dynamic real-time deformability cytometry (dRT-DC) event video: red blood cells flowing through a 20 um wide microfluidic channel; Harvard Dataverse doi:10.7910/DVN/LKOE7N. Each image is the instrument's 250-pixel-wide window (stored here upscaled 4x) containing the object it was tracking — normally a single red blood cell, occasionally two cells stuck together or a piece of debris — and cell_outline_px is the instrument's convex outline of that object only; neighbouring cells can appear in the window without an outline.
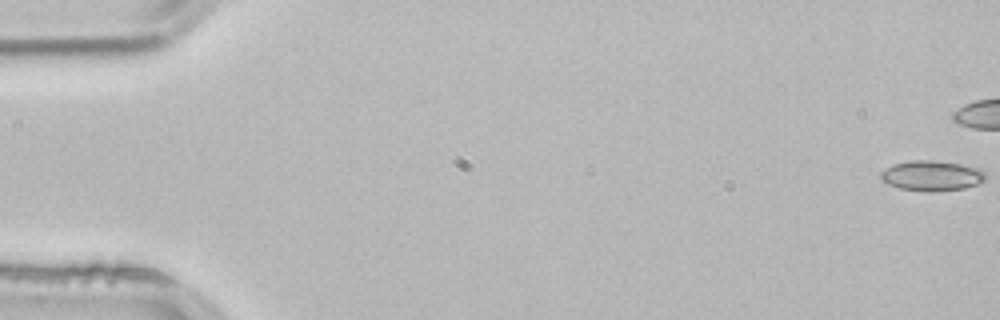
{"species": "common noctule bat (a hibernating species)", "species_latin": "Nyctalus noctula", "temperature_condition": "room temperature", "stored_images_in_passage": 43, "camera_frame_rate_fps": 3000, "um_per_image_px": 0.085, "animal": {"sex": "male", "body_mass_g": 21.5, "forearm_length_mm": 52.0}, "frame": {"image": 1, "passage_image": 1, "time_ms": 0.0, "image_size_px": [1000, 320], "cell_outline_px": [[984, 180], [976, 184], [964, 188], [900, 188], [888, 184], [880, 176], [880, 172], [884, 168], [892, 164], [908, 160], [936, 160], [960, 164], [980, 168], [984, 172]], "centroid_in_image_um": [79.16, 14.85], "position_along_channel_um": 5.8, "area_um2": 17.51}}